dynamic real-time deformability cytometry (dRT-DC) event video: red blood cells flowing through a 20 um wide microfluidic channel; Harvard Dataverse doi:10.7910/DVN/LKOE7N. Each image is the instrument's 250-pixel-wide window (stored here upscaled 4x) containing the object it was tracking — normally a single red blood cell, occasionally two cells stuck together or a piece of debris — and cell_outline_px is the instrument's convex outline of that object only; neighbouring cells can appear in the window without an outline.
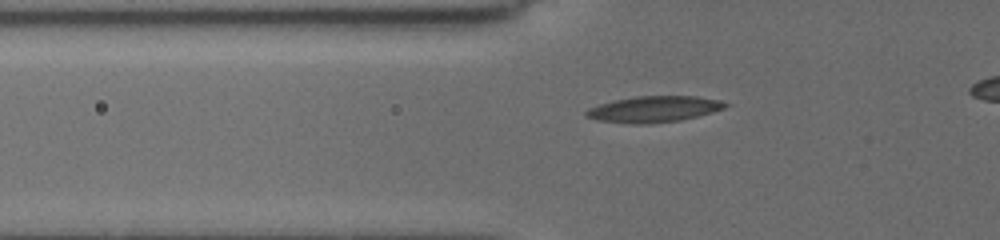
{"species": "common noctule bat (a hibernating species)", "species_latin": "Nyctalus noctula", "temperature_condition": "cold", "stored_images_in_passage": 42, "camera_frame_rate_fps": 3000, "um_per_image_px": 0.085, "animal": {"sex": "female", "body_mass_g": 19.5, "forearm_length_mm": 54.1}, "frame": {"image": 1, "passage_image": 11, "time_ms": 3.333, "image_size_px": [1000, 240], "cell_outline_px": [[732, 104], [724, 108], [712, 112], [680, 120], [648, 124], [632, 124], [596, 120], [584, 116], [584, 112], [588, 108], [612, 100], [636, 96], [696, 96], [720, 100]], "centroid_in_image_um": [55.56, 9.27], "position_along_channel_um": 70.2, "area_um2": 21.33}}
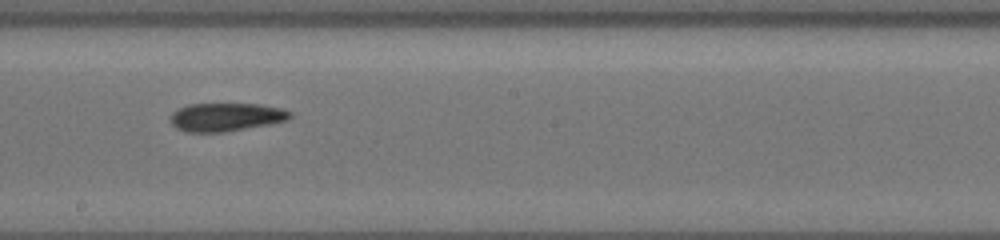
{"frame": {"image": 2, "passage_image": 24, "time_ms": 7.667, "image_size_px": [1000, 240], "cell_outline_px": [[292, 116], [288, 120], [268, 124], [224, 132], [184, 132], [176, 128], [168, 120], [168, 116], [172, 112], [188, 104], [260, 104], [280, 108], [292, 112]], "centroid_in_image_um": [19.16, 9.95], "position_along_channel_um": 229.0, "area_um2": 19.83}}
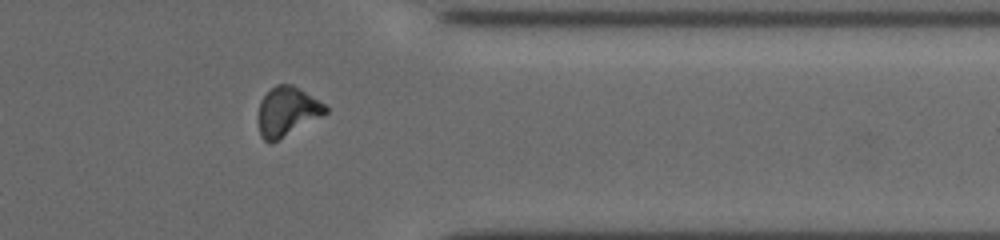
{"frame": {"image": 3, "passage_image": 37, "time_ms": 12.0, "image_size_px": [1000, 240], "cell_outline_px": [[328, 112], [272, 144], [268, 144], [260, 136], [256, 120], [256, 116], [260, 100], [276, 84], [292, 84], [324, 104], [328, 108]], "centroid_in_image_um": [24.33, 9.51], "position_along_channel_um": 387.1, "area_um2": 19.48}}